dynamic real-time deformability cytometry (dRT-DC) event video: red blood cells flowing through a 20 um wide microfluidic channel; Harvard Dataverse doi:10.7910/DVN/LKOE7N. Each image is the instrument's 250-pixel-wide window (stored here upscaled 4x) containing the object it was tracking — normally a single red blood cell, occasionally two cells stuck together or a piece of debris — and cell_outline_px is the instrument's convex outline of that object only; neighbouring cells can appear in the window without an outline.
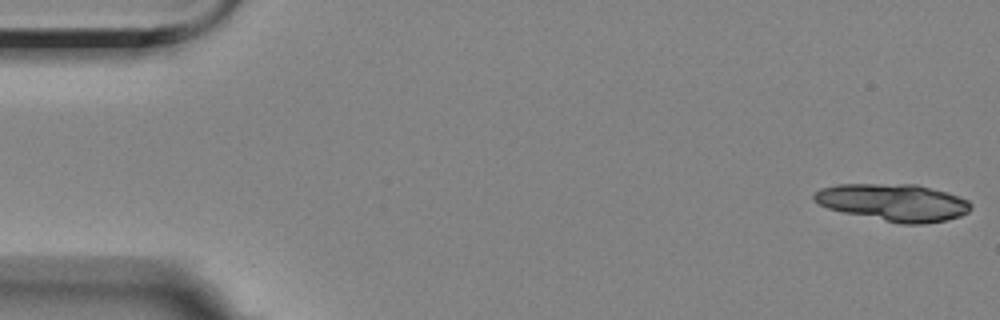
{"species": "Egyptian fruit bat (a non-hibernating species)", "species_latin": "Rousettus aegyptiacus", "temperature_condition": "room temperature", "stored_images_in_passage": 27, "camera_frame_rate_fps": 3000, "um_per_image_px": 0.085, "animal": {"sex": "female"}, "frame": {"image": 1, "passage_image": 1, "time_ms": 0.0, "image_size_px": [1000, 320], "cell_outline_px": [[972, 208], [968, 212], [960, 216], [944, 220], [920, 224], [904, 224], [844, 212], [828, 208], [820, 204], [812, 196], [820, 188], [836, 184], [916, 184], [948, 192], [968, 200], [972, 204]], "centroid_in_image_um": [75.98, 17.19], "position_along_channel_um": 9.0, "area_um2": 33.7}}
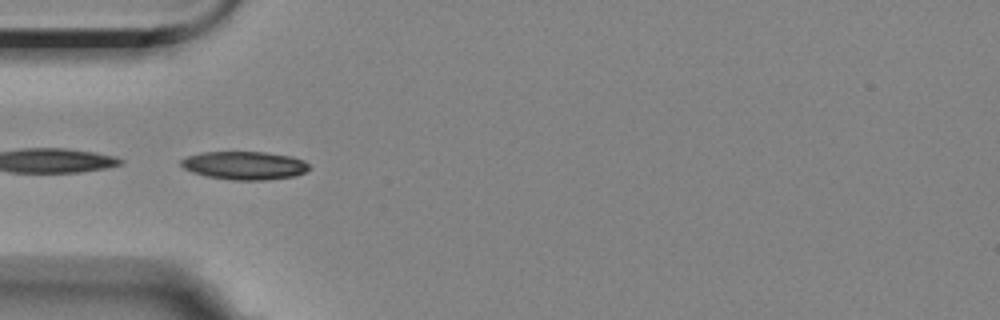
{"frame": {"image": 2, "passage_image": 17, "time_ms": 5.333, "image_size_px": [1000, 320], "cell_outline_px": [[312, 168], [296, 176], [264, 180], [232, 180], [204, 176], [192, 172], [184, 168], [180, 164], [180, 160], [188, 156], [204, 152], [264, 152], [292, 156], [304, 160]], "centroid_in_image_um": [20.8, 14.07], "position_along_channel_um": 64.2, "area_um2": 21.21}}
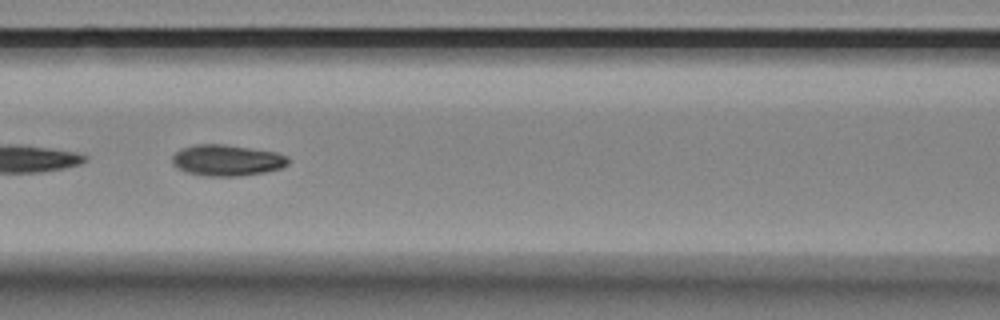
{"frame": {"image": 3, "passage_image": 24, "time_ms": 7.667, "image_size_px": [1000, 320], "cell_outline_px": [[288, 164], [280, 168], [264, 172], [236, 176], [204, 176], [188, 172], [176, 168], [172, 164], [172, 156], [180, 148], [196, 144], [220, 144], [276, 152], [288, 156]], "centroid_in_image_um": [19.24, 13.62], "position_along_channel_um": 147.4, "area_um2": 20.92}}